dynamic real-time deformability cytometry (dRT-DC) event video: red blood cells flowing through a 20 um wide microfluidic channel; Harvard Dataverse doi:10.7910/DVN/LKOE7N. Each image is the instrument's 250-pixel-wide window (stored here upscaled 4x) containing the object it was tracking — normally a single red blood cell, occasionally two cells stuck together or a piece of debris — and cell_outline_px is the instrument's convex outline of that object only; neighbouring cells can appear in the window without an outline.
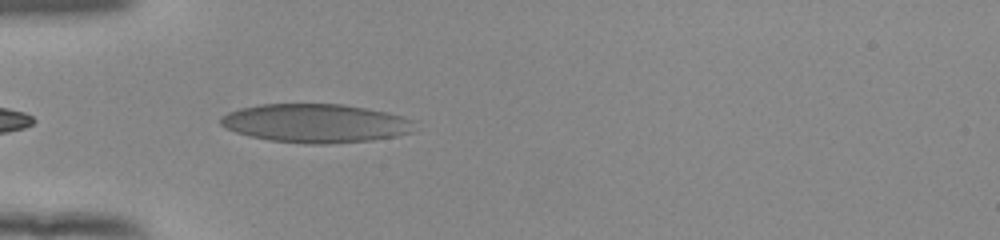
{"species": "human", "species_latin": "Homo sapiens", "temperature_condition": "room temperature", "stored_images_in_passage": 35, "camera_frame_rate_fps": 3000, "um_per_image_px": 0.085, "donor": {"sex": "female"}, "frame": {"image": 1, "passage_image": 2, "time_ms": 0.333, "image_size_px": [1000, 240], "cell_outline_px": [[420, 120], [412, 132], [396, 136], [372, 140], [328, 144], [304, 144], [272, 140], [252, 136], [236, 132], [220, 124], [220, 116], [228, 112], [240, 108], [260, 104], [344, 104], [388, 112]], "centroid_in_image_um": [26.92, 10.47], "position_along_channel_um": 58.1, "area_um2": 44.16}}
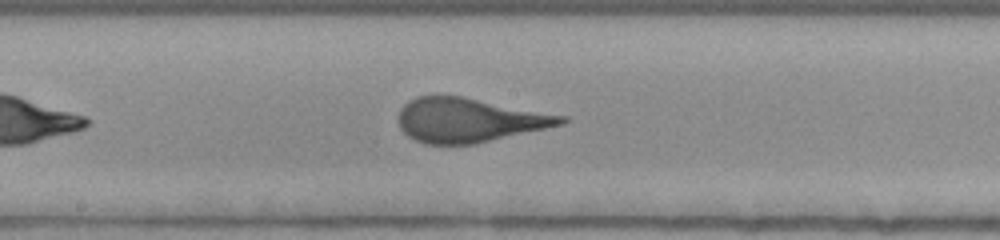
{"frame": {"image": 2, "passage_image": 14, "time_ms": 4.333, "image_size_px": [1000, 240], "cell_outline_px": [[568, 120], [564, 124], [476, 144], [424, 144], [408, 136], [400, 128], [400, 108], [408, 100], [416, 96], [460, 96], [568, 116]], "centroid_in_image_um": [39.89, 10.21], "position_along_channel_um": 208.3, "area_um2": 41.73}}
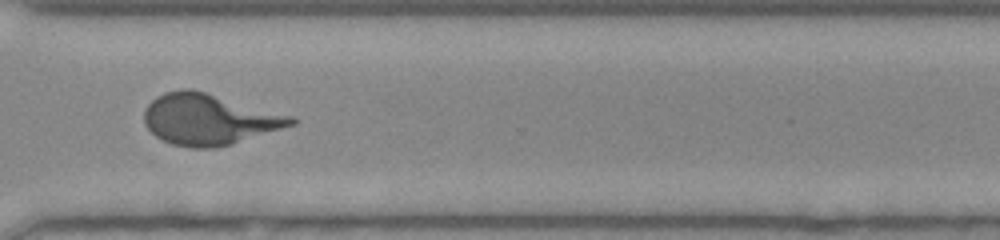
{"frame": {"image": 3, "passage_image": 25, "time_ms": 8.0, "image_size_px": [1000, 240], "cell_outline_px": [[296, 124], [232, 144], [212, 148], [192, 148], [172, 144], [156, 136], [144, 124], [144, 108], [156, 96], [164, 92], [180, 88], [192, 88], [292, 116], [296, 120]], "centroid_in_image_um": [17.73, 10.13], "position_along_channel_um": 352.9, "area_um2": 43.58}}